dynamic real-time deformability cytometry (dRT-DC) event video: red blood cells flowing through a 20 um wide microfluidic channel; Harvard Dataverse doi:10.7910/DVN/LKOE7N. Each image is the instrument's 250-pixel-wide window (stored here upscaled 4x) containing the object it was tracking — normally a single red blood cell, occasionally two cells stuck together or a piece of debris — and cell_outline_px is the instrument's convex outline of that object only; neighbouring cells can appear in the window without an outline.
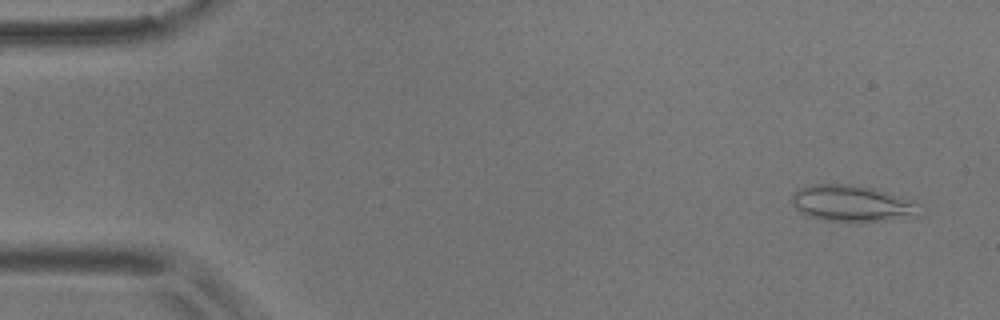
{"species": "common noctule bat (a hibernating species)", "species_latin": "Nyctalus noctula", "temperature_condition": "room temperature", "stored_images_in_passage": 55, "camera_frame_rate_fps": 3000, "um_per_image_px": 0.085, "animal": {"sex": "male", "body_mass_g": 17.9}, "frame": {"image": 1, "passage_image": 3, "time_ms": 0.667, "image_size_px": [1000, 320], "cell_outline_px": [[928, 208], [924, 216], [892, 220], [824, 220], [804, 216], [796, 208], [792, 200], [792, 196], [800, 188], [812, 184], [848, 184], [872, 188], [916, 200]], "centroid_in_image_um": [72.61, 17.3], "position_along_channel_um": 12.4, "area_um2": 27.57}}
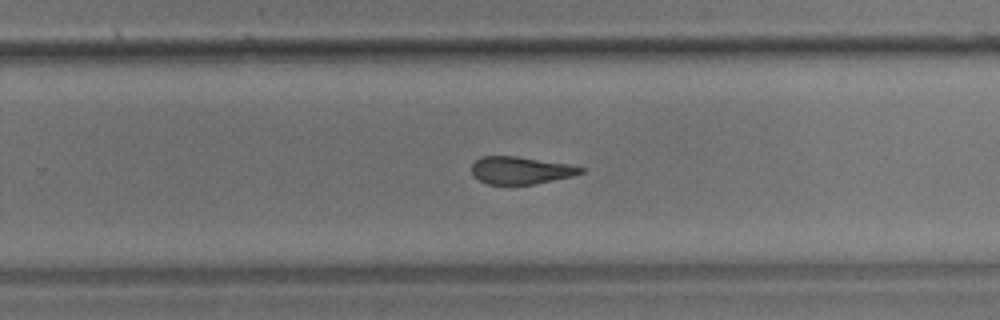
{"frame": {"image": 2, "passage_image": 35, "time_ms": 11.333, "image_size_px": [1000, 320], "cell_outline_px": [[584, 172], [572, 176], [536, 184], [488, 184], [480, 180], [472, 172], [472, 164], [480, 156], [516, 156], [568, 164], [584, 168]], "centroid_in_image_um": [44.26, 14.47], "position_along_channel_um": 285.5, "area_um2": 17.28}}
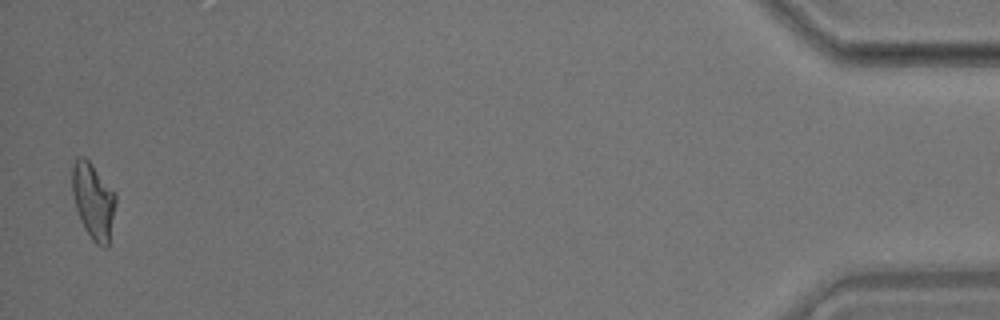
{"frame": {"image": 3, "passage_image": 54, "time_ms": 17.667, "image_size_px": [1000, 320], "cell_outline_px": [[116, 204], [108, 248], [104, 248], [96, 244], [92, 240], [84, 228], [80, 220], [76, 208], [72, 192], [72, 168], [76, 160], [80, 156], [84, 156], [92, 164], [116, 192]], "centroid_in_image_um": [7.95, 17.1], "position_along_channel_um": 427.2, "area_um2": 19.48}, "authors_computed_cell_mechanics": {"area_um2": 19.3052, "velocity_mm_per_s": 3.6369, "shape_relaxation_time_tau1_ms": null, "shape_relaxation_time_tau2_ms": 3.3606, "deformation_change_tau1": null, "deformation_change_tau2": 0.1377}}